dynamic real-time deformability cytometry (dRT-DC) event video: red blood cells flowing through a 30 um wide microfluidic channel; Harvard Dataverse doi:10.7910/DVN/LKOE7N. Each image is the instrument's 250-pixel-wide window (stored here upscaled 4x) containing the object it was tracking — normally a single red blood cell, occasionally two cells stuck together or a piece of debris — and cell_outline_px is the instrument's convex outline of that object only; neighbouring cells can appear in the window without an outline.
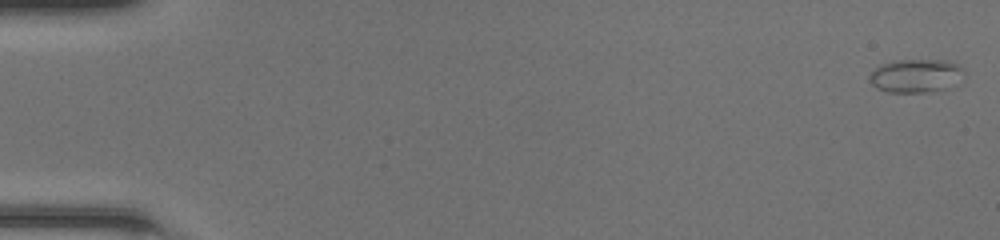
{"species": "common noctule bat (a hibernating species)", "species_latin": "Nyctalus noctula", "temperature_condition": "room temperature", "stored_images_in_passage": 49, "camera_frame_rate_fps": 3000, "um_per_image_px": 0.085, "animal": {"sex": "female", "body_mass_g": 20.0, "forearm_length_mm": 54.0}, "frame": {"image": 1, "passage_image": 1, "time_ms": 0.0, "image_size_px": [1000, 240], "cell_outline_px": [[964, 72], [960, 84], [948, 88], [928, 92], [888, 92], [876, 88], [868, 80], [868, 76], [880, 64], [892, 60], [948, 60], [964, 68]], "centroid_in_image_um": [77.88, 6.44], "position_along_channel_um": 7.1, "area_um2": 18.84}}
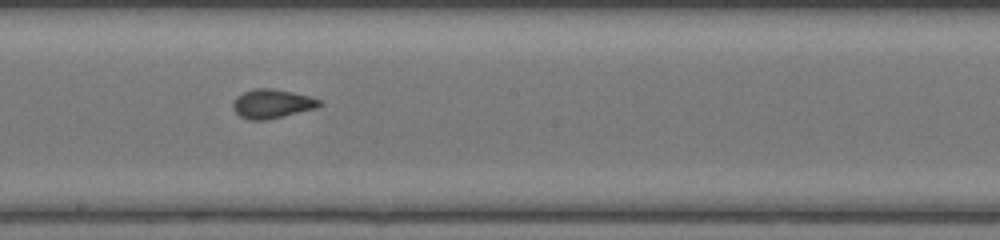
{"frame": {"image": 2, "passage_image": 28, "time_ms": 9.0, "image_size_px": [1000, 240], "cell_outline_px": [[324, 104], [316, 108], [268, 120], [248, 120], [240, 116], [232, 108], [232, 104], [236, 96], [252, 88], [272, 88], [292, 92], [308, 96], [320, 100]], "centroid_in_image_um": [23.1, 8.82], "position_along_channel_um": 225.1, "area_um2": 14.74}}
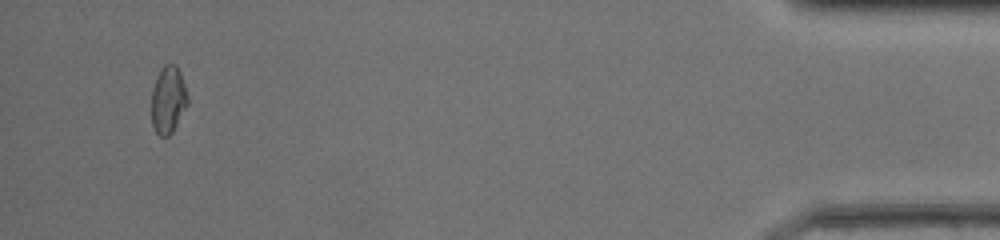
{"frame": {"image": 3, "passage_image": 47, "time_ms": 15.333, "image_size_px": [1000, 240], "cell_outline_px": [[188, 104], [172, 132], [168, 136], [160, 136], [156, 132], [152, 124], [152, 88], [156, 76], [164, 64], [176, 64], [180, 72], [188, 96]], "centroid_in_image_um": [14.29, 8.46], "position_along_channel_um": 420.9, "area_um2": 14.16}, "authors_computed_cell_mechanics": {"area_um2": 14.6234, "velocity_mm_per_s": 4.2809, "shape_relaxation_time_tau1_ms": 6.6522, "shape_relaxation_time_tau2_ms": 0.7788, "deformation_change_tau1": 0.176, "deformation_change_tau2": 0.0485}}